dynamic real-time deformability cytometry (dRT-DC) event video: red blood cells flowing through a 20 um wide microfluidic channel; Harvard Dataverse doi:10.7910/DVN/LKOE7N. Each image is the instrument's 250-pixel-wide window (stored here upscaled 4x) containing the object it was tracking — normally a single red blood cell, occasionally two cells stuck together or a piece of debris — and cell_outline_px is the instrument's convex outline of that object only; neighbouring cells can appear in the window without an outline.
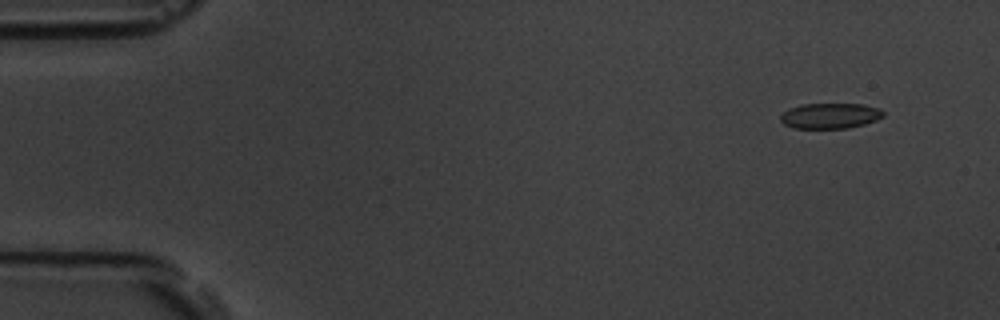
{"species": "common noctule bat (a hibernating species)", "species_latin": "Nyctalus noctula", "temperature_condition": "room temperature", "stored_images_in_passage": 5, "camera_frame_rate_fps": 3000, "um_per_image_px": 0.085, "animal": {"sex": "male", "body_mass_g": 19.5, "forearm_length_mm": 54.6}, "frame": {"image": 1, "passage_image": 2, "time_ms": 1.333, "image_size_px": [1000, 320], "cell_outline_px": [[884, 116], [876, 120], [864, 124], [848, 128], [792, 128], [784, 124], [780, 120], [780, 116], [788, 108], [800, 104], [860, 104], [880, 108], [884, 112]], "centroid_in_image_um": [70.55, 9.84], "position_along_channel_um": 14.5, "area_um2": 15.32}}
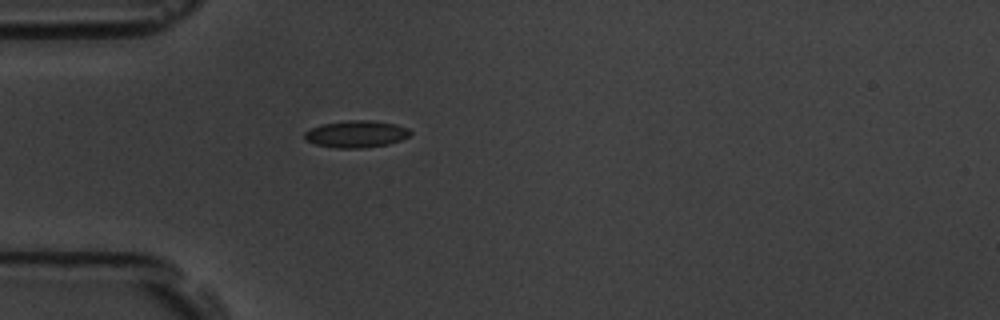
{"frame": {"image": 2, "passage_image": 5, "time_ms": 5.333, "image_size_px": [1000, 320], "cell_outline_px": [[412, 132], [408, 136], [400, 140], [388, 144], [360, 148], [336, 148], [316, 144], [304, 140], [304, 132], [312, 128], [324, 124], [348, 120], [372, 120], [396, 124], [408, 128]], "centroid_in_image_um": [30.28, 11.39], "position_along_channel_um": 54.7, "area_um2": 16.53}}